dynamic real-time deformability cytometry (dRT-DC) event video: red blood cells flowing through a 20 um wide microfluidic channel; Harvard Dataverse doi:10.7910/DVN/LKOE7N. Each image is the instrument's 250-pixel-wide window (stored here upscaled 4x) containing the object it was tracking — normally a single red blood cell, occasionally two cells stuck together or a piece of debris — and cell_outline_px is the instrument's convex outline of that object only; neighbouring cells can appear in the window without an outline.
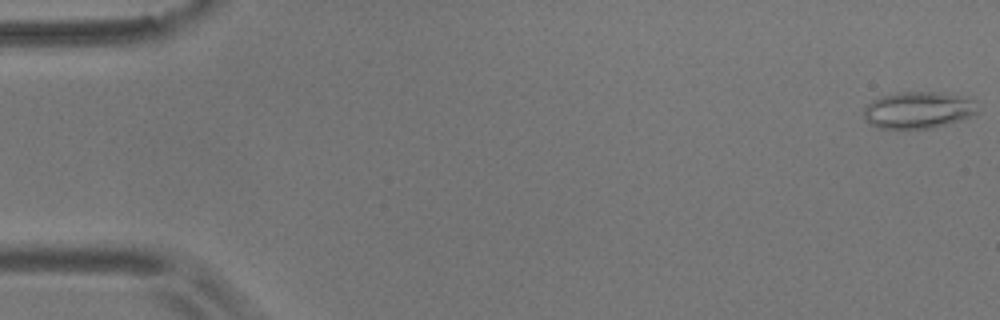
{"species": "common noctule bat (a hibernating species)", "species_latin": "Nyctalus noctula", "temperature_condition": "room temperature", "stored_images_in_passage": 55, "camera_frame_rate_fps": 3000, "um_per_image_px": 0.085, "animal": {"sex": "male", "body_mass_g": 17.9}, "frame": {"image": 1, "passage_image": 1, "time_ms": 0.0, "image_size_px": [1000, 320], "cell_outline_px": [[980, 112], [960, 120], [932, 128], [876, 128], [868, 124], [864, 120], [864, 108], [872, 100], [880, 96], [900, 92], [936, 92], [964, 96], [976, 100]], "centroid_in_image_um": [78.06, 9.35], "position_along_channel_um": 6.9, "area_um2": 24.68}}
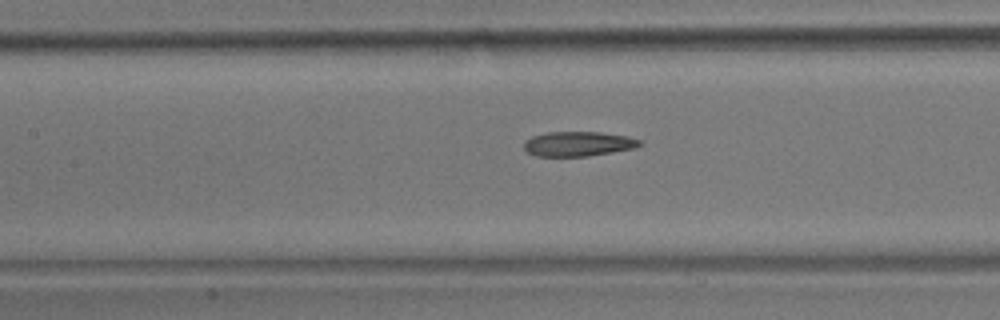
{"frame": {"image": 2, "passage_image": 25, "time_ms": 8.0, "image_size_px": [1000, 320], "cell_outline_px": [[644, 144], [636, 148], [588, 156], [536, 156], [528, 152], [524, 148], [524, 140], [532, 136], [548, 132], [600, 132], [628, 136], [644, 140]], "centroid_in_image_um": [49.2, 12.22], "position_along_channel_um": 158.2, "area_um2": 16.88}}
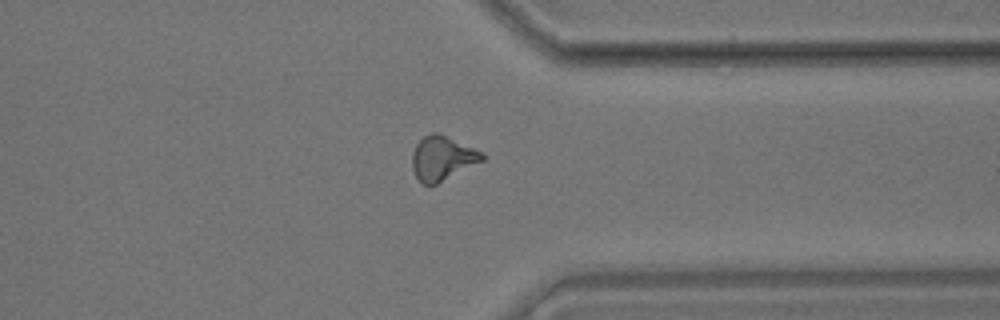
{"frame": {"image": 3, "passage_image": 43, "time_ms": 14.0, "image_size_px": [1000, 320], "cell_outline_px": [[484, 160], [436, 184], [420, 184], [412, 168], [412, 152], [416, 144], [424, 136], [432, 132], [440, 132], [484, 152]], "centroid_in_image_um": [37.59, 13.42], "position_along_channel_um": 373.8, "area_um2": 18.21}, "authors_computed_cell_mechanics": {"area_um2": 17.4556, "velocity_mm_per_s": 3.6459, "shape_relaxation_time_tau1_ms": null, "shape_relaxation_time_tau2_ms": 3.0853, "deformation_change_tau1": null, "deformation_change_tau2": 0.1154}}